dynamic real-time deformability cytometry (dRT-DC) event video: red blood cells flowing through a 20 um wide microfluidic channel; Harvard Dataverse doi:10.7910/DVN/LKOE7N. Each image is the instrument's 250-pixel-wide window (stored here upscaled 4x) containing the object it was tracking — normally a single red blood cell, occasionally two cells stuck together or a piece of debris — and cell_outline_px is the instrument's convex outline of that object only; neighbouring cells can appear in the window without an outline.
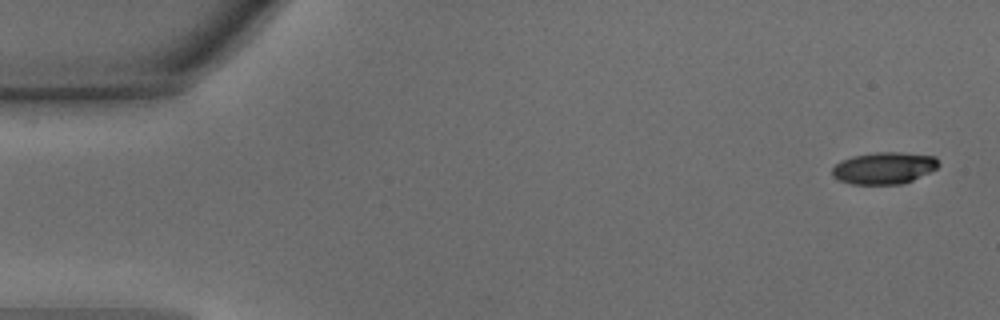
{"species": "common noctule bat (a hibernating species)", "species_latin": "Nyctalus noctula", "temperature_condition": "warm", "stored_images_in_passage": 45, "camera_frame_rate_fps": 3000, "um_per_image_px": 0.085, "animal": {"sex": "male", "body_mass_g": 15.6}, "frame": {"image": 1, "passage_image": 1, "time_ms": 0.0, "image_size_px": [1000, 320], "cell_outline_px": [[940, 164], [936, 168], [904, 184], [852, 184], [840, 180], [832, 176], [832, 168], [840, 160], [852, 156], [876, 152], [900, 152], [936, 156]], "centroid_in_image_um": [75.13, 14.27], "position_along_channel_um": 9.9, "area_um2": 19.77}}
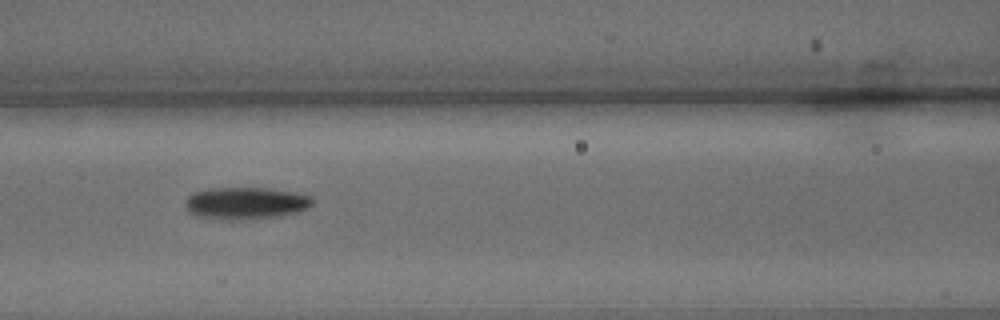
{"frame": {"image": 2, "passage_image": 19, "time_ms": 6.0, "image_size_px": [1000, 320], "cell_outline_px": [[312, 204], [308, 208], [296, 212], [272, 216], [196, 216], [188, 212], [184, 204], [188, 196], [196, 192], [208, 188], [264, 188], [296, 192], [312, 196]], "centroid_in_image_um": [20.9, 17.19], "position_along_channel_um": 145.7, "area_um2": 22.37}}
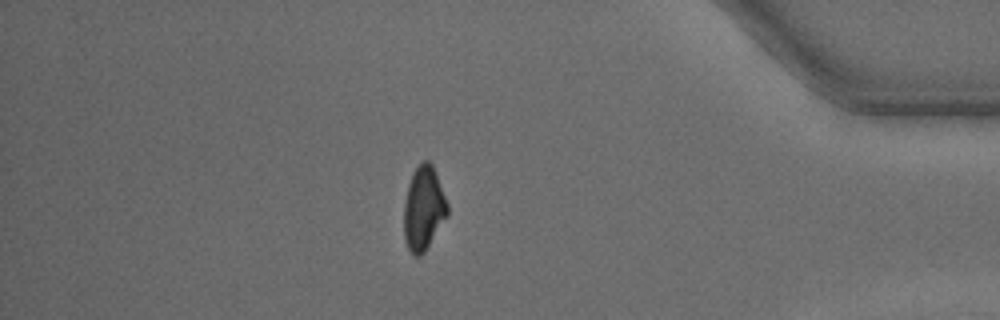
{"frame": {"image": 3, "passage_image": 39, "time_ms": 12.667, "image_size_px": [1000, 320], "cell_outline_px": [[448, 216], [424, 252], [420, 256], [412, 256], [408, 248], [404, 236], [404, 200], [408, 184], [412, 172], [424, 160], [428, 160], [432, 164], [448, 204]], "centroid_in_image_um": [36.0, 17.72], "position_along_channel_um": 399.2, "area_um2": 21.33}, "authors_computed_cell_mechanics": {"area_um2": 21.7906, "velocity_mm_per_s": 4.3705, "shape_relaxation_time_tau1_ms": 3.3304, "shape_relaxation_time_tau2_ms": 5.589, "deformation_change_tau1": 0.1503, "deformation_change_tau2": 0.144}}